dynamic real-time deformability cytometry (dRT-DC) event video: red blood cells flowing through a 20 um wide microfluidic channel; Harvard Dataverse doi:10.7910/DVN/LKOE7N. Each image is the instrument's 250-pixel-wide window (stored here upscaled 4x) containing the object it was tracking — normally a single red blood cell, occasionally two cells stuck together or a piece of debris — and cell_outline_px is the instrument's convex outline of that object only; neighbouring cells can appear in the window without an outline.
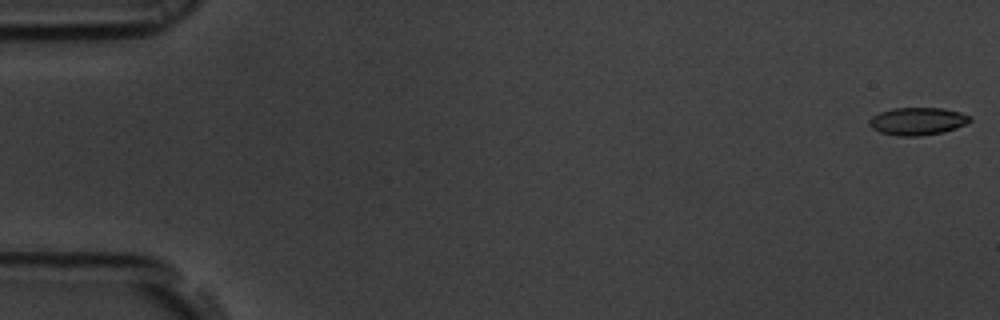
{"species": "common noctule bat (a hibernating species)", "species_latin": "Nyctalus noctula", "temperature_condition": "room temperature", "stored_images_in_passage": 55, "camera_frame_rate_fps": 3000, "um_per_image_px": 0.085, "animal": {"sex": "male", "body_mass_g": 19.5, "forearm_length_mm": 54.6}, "frame": {"image": 1, "passage_image": 1, "time_ms": 0.0, "image_size_px": [1000, 320], "cell_outline_px": [[972, 120], [956, 128], [944, 132], [920, 136], [896, 136], [880, 132], [872, 128], [868, 124], [868, 120], [872, 116], [880, 112], [892, 108], [940, 108], [960, 112], [972, 116]], "centroid_in_image_um": [77.97, 10.31], "position_along_channel_um": 7.0, "area_um2": 16.3}}
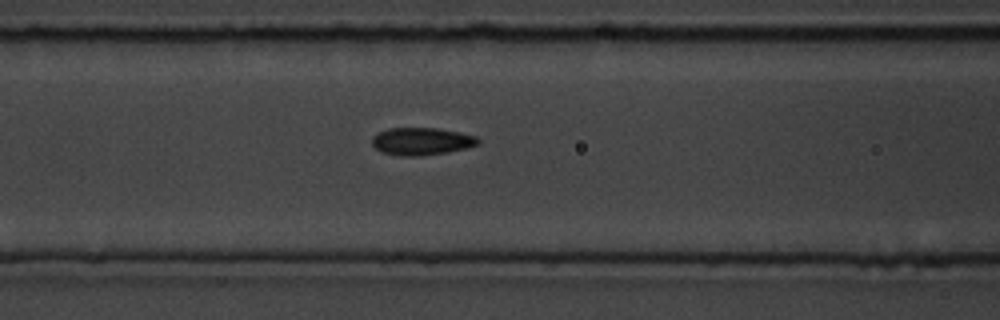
{"frame": {"image": 2, "passage_image": 23, "time_ms": 7.333, "image_size_px": [1000, 320], "cell_outline_px": [[480, 144], [448, 152], [420, 156], [400, 156], [380, 152], [372, 144], [372, 136], [388, 128], [436, 128], [460, 132], [476, 136], [480, 140]], "centroid_in_image_um": [35.83, 12.01], "position_along_channel_um": 130.8, "area_um2": 17.05}}
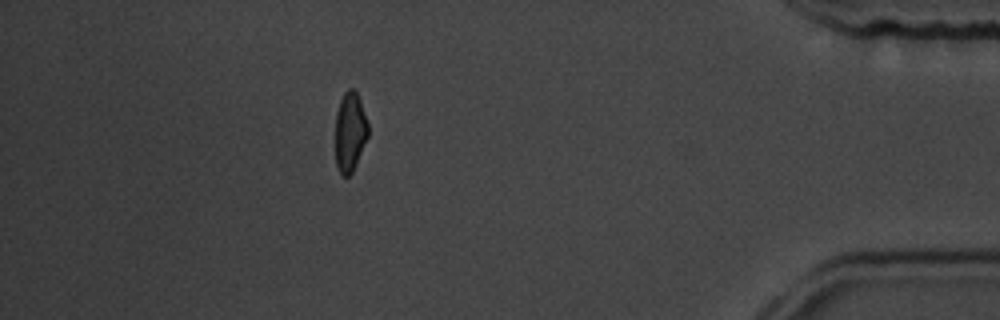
{"frame": {"image": 3, "passage_image": 49, "time_ms": 16.0, "image_size_px": [1000, 320], "cell_outline_px": [[368, 136], [356, 164], [352, 172], [348, 176], [344, 176], [340, 172], [336, 164], [336, 112], [340, 100], [344, 92], [348, 88], [352, 88], [356, 92], [360, 100], [368, 124]], "centroid_in_image_um": [29.75, 11.19], "position_along_channel_um": 405.5, "area_um2": 15.03}, "authors_computed_cell_mechanics": {"area_um2": 16.5308, "velocity_mm_per_s": 3.7287, "shape_relaxation_time_tau1_ms": 3.7691, "shape_relaxation_time_tau2_ms": 1.8782, "deformation_change_tau1": 0.1048, "deformation_change_tau2": 0.0682}}